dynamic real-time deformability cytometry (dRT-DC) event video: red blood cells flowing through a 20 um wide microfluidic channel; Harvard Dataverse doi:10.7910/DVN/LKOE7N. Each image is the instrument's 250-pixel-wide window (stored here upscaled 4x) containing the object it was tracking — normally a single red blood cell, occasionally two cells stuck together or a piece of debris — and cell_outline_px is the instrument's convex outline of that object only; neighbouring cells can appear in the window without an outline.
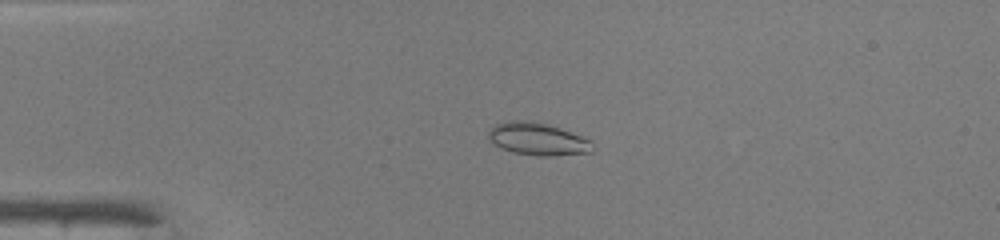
{"species": "common noctule bat (a hibernating species)", "species_latin": "Nyctalus noctula", "temperature_condition": "warm", "stored_images_in_passage": 45, "camera_frame_rate_fps": 3000, "um_per_image_px": 0.085, "animal": {"sex": "male", "body_mass_g": 19.0, "forearm_length_mm": 50.8}, "frame": {"image": 1, "passage_image": 9, "time_ms": 2.667, "image_size_px": [1000, 240], "cell_outline_px": [[592, 152], [552, 156], [536, 156], [512, 152], [500, 148], [488, 140], [488, 132], [496, 124], [508, 120], [532, 120], [560, 128], [592, 140]], "centroid_in_image_um": [45.68, 11.82], "position_along_channel_um": 39.3, "area_um2": 19.88}}
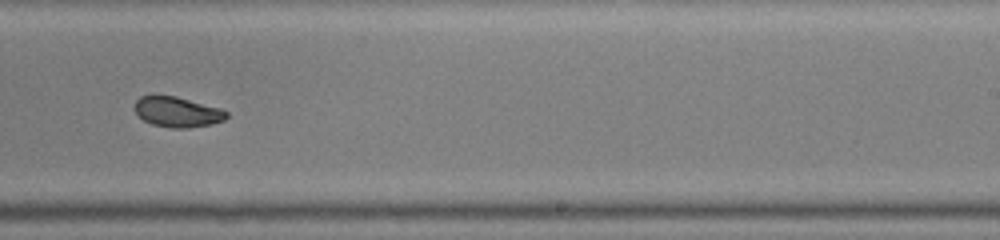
{"frame": {"image": 2, "passage_image": 28, "time_ms": 9.0, "image_size_px": [1000, 240], "cell_outline_px": [[228, 116], [224, 120], [212, 124], [188, 128], [172, 128], [152, 124], [144, 120], [132, 108], [136, 100], [140, 96], [152, 92], [156, 92], [176, 96], [220, 108], [228, 112]], "centroid_in_image_um": [15.01, 9.47], "position_along_channel_um": 274.0, "area_um2": 16.76}}
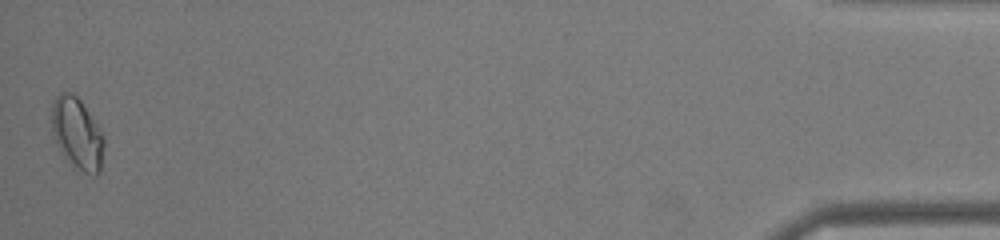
{"frame": {"image": 3, "passage_image": 45, "time_ms": 14.667, "image_size_px": [1000, 240], "cell_outline_px": [[104, 148], [100, 172], [84, 172], [64, 156], [60, 152], [52, 132], [52, 104], [56, 96], [60, 92], [72, 92], [80, 100], [100, 128], [104, 136]], "centroid_in_image_um": [6.56, 11.3], "position_along_channel_um": 428.6, "area_um2": 21.44}, "authors_computed_cell_mechanics": {"area_um2": 18.207, "velocity_mm_per_s": 4.2694, "shape_relaxation_time_tau1_ms": null, "shape_relaxation_time_tau2_ms": 1.388, "deformation_change_tau1": null, "deformation_change_tau2": 0.0467}}